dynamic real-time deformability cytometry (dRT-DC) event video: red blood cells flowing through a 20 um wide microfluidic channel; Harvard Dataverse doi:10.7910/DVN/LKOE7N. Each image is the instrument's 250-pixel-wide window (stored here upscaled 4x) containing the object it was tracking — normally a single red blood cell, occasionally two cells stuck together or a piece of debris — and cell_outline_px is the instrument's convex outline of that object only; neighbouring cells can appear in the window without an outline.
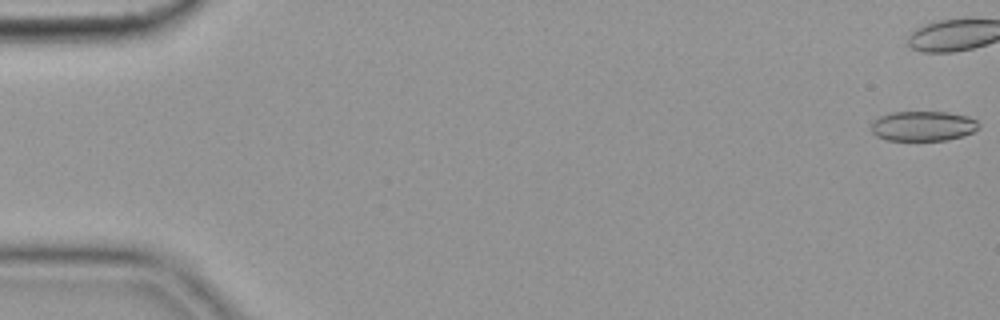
{"species": "common noctule bat (a hibernating species)", "species_latin": "Nyctalus noctula", "temperature_condition": "cold", "stored_images_in_passage": 44, "camera_frame_rate_fps": 3000, "um_per_image_px": 0.085, "animal": {"sex": "female", "body_mass_g": 19.9}, "frame": {"image": 1, "passage_image": 1, "time_ms": 0.0, "image_size_px": [1000, 320], "cell_outline_px": [[980, 128], [964, 136], [948, 140], [888, 140], [876, 136], [872, 132], [872, 120], [880, 116], [892, 112], [948, 112], [968, 116], [976, 120], [980, 124]], "centroid_in_image_um": [78.48, 10.71], "position_along_channel_um": 6.5, "area_um2": 18.9}}